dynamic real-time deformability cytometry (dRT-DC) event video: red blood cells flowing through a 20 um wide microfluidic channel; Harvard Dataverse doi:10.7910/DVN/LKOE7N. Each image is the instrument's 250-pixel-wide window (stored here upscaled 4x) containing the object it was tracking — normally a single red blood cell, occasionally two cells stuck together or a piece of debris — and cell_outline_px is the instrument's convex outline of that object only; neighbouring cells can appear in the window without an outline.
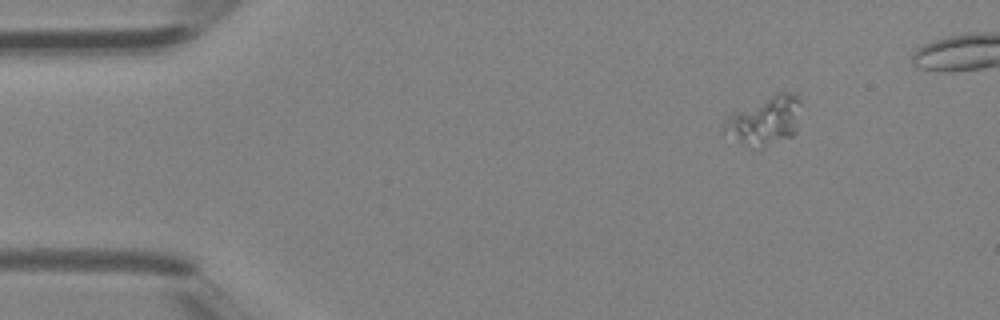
{"species": "Egyptian fruit bat (a non-hibernating species)", "species_latin": "Rousettus aegyptiacus", "temperature_condition": "room temperature", "stored_images_in_passage": 4, "camera_frame_rate_fps": 3000, "um_per_image_px": 0.085, "animal": {"sex": "female"}, "frame": {"image": 1, "passage_image": 1, "time_ms": 0.0, "image_size_px": [1000, 320], "cell_outline_px": [[800, 104], [796, 132], [792, 136], [744, 144], [724, 132], [724, 120], [732, 112], [776, 92], [796, 92], [800, 100]], "centroid_in_image_um": [65.03, 10.1], "position_along_channel_um": 20.0, "area_um2": 20.58}}